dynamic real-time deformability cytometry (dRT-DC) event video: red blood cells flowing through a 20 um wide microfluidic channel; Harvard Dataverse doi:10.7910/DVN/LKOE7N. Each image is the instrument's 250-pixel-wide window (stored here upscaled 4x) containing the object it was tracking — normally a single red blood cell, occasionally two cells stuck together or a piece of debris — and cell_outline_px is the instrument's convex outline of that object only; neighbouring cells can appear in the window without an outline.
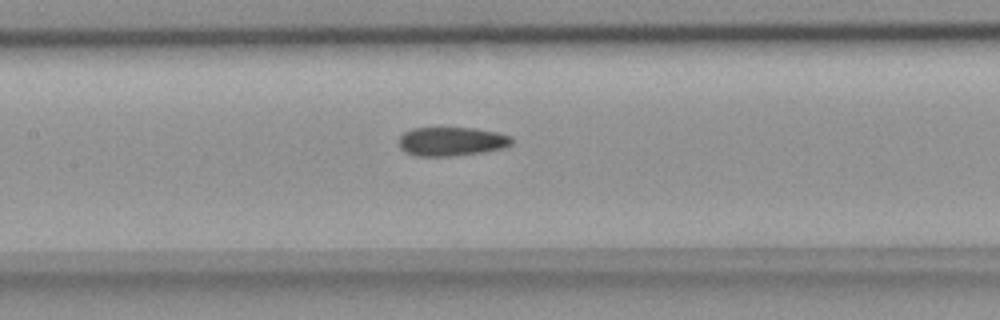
{"species": "common noctule bat (a hibernating species)", "species_latin": "Nyctalus noctula", "temperature_condition": "room temperature", "stored_images_in_passage": 17, "camera_frame_rate_fps": 3000, "um_per_image_px": 0.085, "animal": {"sex": "female", "body_mass_g": 18.4}, "frame": {"image": 1, "passage_image": 15, "time_ms": 4.667, "image_size_px": [1000, 320], "cell_outline_px": [[512, 144], [504, 148], [480, 152], [448, 156], [416, 156], [404, 152], [400, 148], [400, 136], [404, 132], [412, 128], [476, 128], [496, 132], [512, 136]], "centroid_in_image_um": [38.37, 12.02], "position_along_channel_um": 169.0, "area_um2": 18.96}}